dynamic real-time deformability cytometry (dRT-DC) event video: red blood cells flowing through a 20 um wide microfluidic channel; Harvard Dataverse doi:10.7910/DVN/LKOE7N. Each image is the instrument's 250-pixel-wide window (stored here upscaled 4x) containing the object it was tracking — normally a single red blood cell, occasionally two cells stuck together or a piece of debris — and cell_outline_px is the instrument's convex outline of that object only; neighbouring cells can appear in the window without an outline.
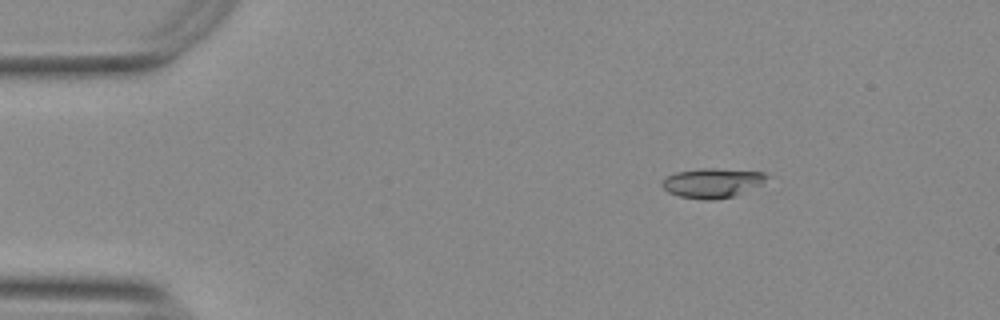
{"species": "Egyptian fruit bat (a non-hibernating species)", "species_latin": "Rousettus aegyptiacus", "temperature_condition": "warm", "stored_images_in_passage": 47, "camera_frame_rate_fps": 3000, "um_per_image_px": 0.085, "animal": {"sex": "female"}, "frame": {"image": 1, "passage_image": 1, "time_ms": 0.0, "image_size_px": [1000, 320], "cell_outline_px": [[772, 176], [760, 184], [736, 196], [712, 200], [680, 196], [668, 192], [660, 184], [664, 176], [676, 172], [700, 168], [712, 168], [764, 172]], "centroid_in_image_um": [60.54, 15.53], "position_along_channel_um": 24.5, "area_um2": 18.09}}
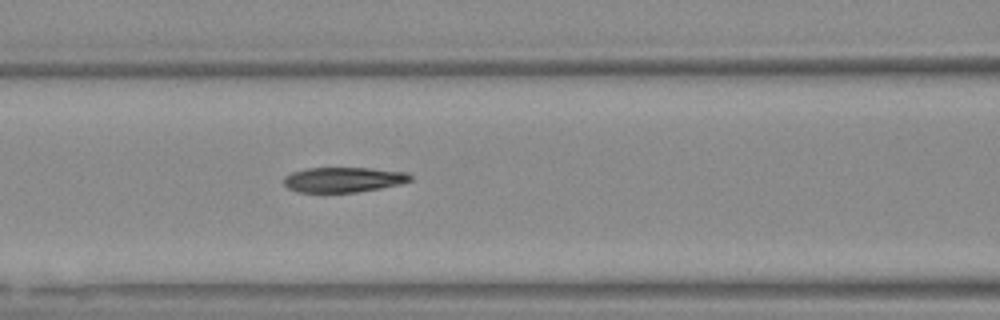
{"frame": {"image": 2, "passage_image": 16, "time_ms": 5.0, "image_size_px": [1000, 320], "cell_outline_px": [[412, 180], [400, 184], [380, 188], [356, 192], [296, 192], [288, 188], [284, 184], [284, 176], [292, 172], [308, 168], [368, 168], [408, 172], [412, 176]], "centroid_in_image_um": [29.19, 15.27], "position_along_channel_um": 137.4, "area_um2": 18.5}}
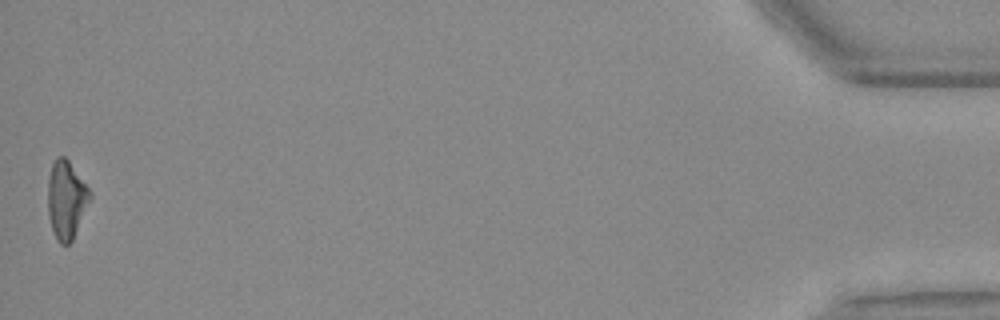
{"frame": {"image": 3, "passage_image": 47, "time_ms": 15.333, "image_size_px": [1000, 320], "cell_outline_px": [[92, 196], [72, 240], [68, 244], [60, 244], [52, 228], [48, 216], [48, 180], [52, 164], [56, 156], [64, 156], [68, 160], [92, 192]], "centroid_in_image_um": [5.64, 16.95], "position_along_channel_um": 429.6, "area_um2": 18.96}, "authors_computed_cell_mechanics": {"area_um2": 19.1318, "velocity_mm_per_s": 3.761, "shape_relaxation_time_tau1_ms": 8.9734, "shape_relaxation_time_tau2_ms": 2.6785, "deformation_change_tau1": 0.2319, "deformation_change_tau2": 0.113}}